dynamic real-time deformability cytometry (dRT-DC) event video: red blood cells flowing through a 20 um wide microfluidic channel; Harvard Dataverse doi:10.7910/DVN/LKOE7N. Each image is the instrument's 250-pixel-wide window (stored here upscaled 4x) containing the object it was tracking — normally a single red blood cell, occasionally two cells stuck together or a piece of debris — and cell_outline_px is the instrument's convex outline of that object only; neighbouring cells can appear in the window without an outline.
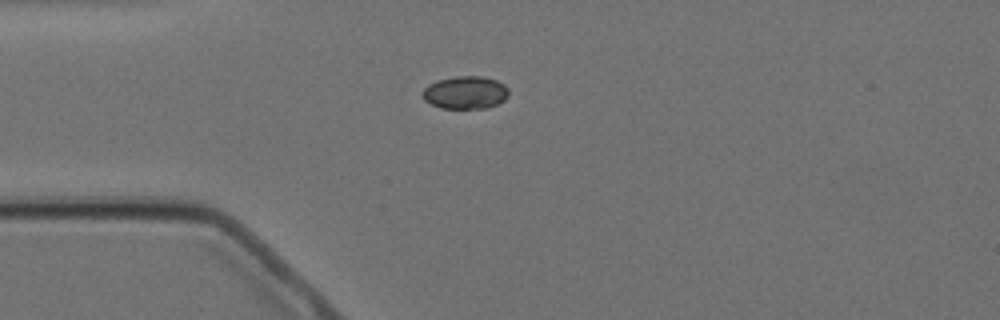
{"species": "Egyptian fruit bat (a non-hibernating species)", "species_latin": "Rousettus aegyptiacus", "temperature_condition": "cold", "stored_images_in_passage": 3, "camera_frame_rate_fps": 3000, "um_per_image_px": 0.085, "animal": {"sex": "female"}, "frame": {"image": 1, "passage_image": 1, "time_ms": 0.0, "image_size_px": [1000, 320], "cell_outline_px": [[508, 96], [504, 100], [488, 108], [440, 108], [424, 100], [420, 96], [420, 92], [428, 84], [436, 80], [456, 76], [484, 76], [496, 80], [504, 84], [508, 88]], "centroid_in_image_um": [39.52, 7.86], "position_along_channel_um": 45.5, "area_um2": 16.7}}
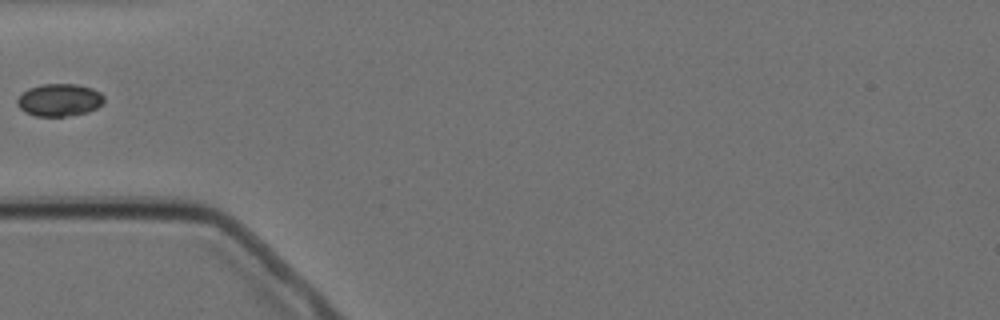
{"frame": {"image": 2, "passage_image": 2, "time_ms": 1.333, "image_size_px": [1000, 320], "cell_outline_px": [[104, 100], [96, 108], [88, 112], [64, 116], [36, 116], [24, 112], [16, 104], [16, 100], [28, 88], [40, 84], [76, 84], [92, 88], [100, 92], [104, 96]], "centroid_in_image_um": [5.03, 8.49], "position_along_channel_um": 80.0, "area_um2": 16.42}}
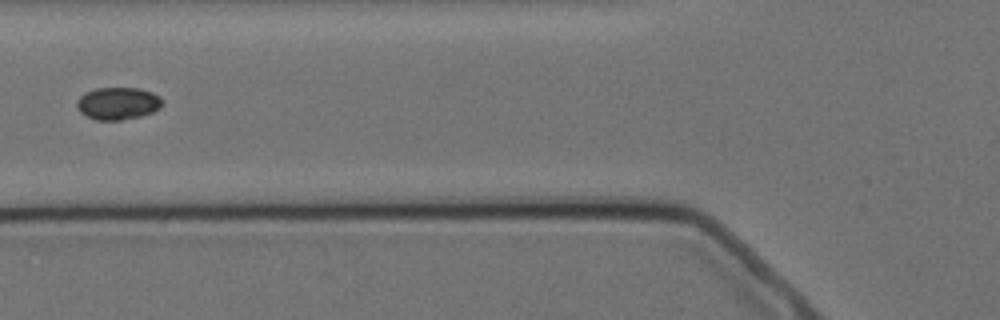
{"frame": {"image": 3, "passage_image": 3, "time_ms": 2.333, "image_size_px": [1000, 320], "cell_outline_px": [[164, 100], [160, 108], [152, 112], [140, 116], [120, 120], [96, 120], [80, 112], [76, 108], [76, 100], [84, 92], [96, 88], [140, 88], [152, 92], [160, 96]], "centroid_in_image_um": [10.02, 8.78], "position_along_channel_um": 115.8, "area_um2": 16.3}}